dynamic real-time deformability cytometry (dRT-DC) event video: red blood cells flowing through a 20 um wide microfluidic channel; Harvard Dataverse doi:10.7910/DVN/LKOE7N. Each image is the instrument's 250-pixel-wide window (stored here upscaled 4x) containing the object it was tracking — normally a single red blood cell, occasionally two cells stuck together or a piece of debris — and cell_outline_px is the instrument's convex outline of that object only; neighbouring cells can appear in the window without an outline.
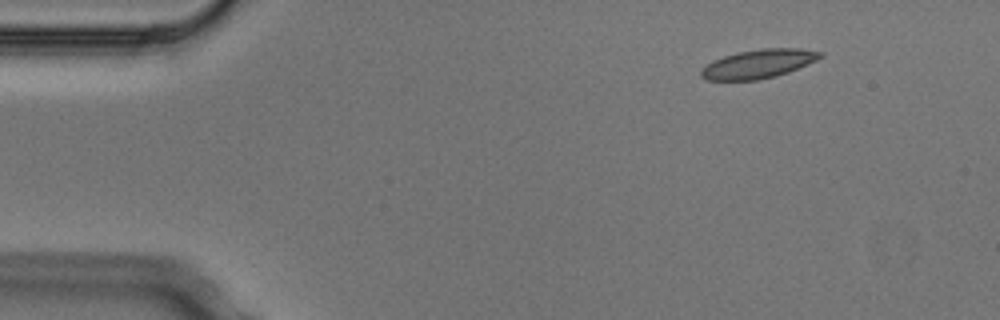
{"species": "Egyptian fruit bat (a non-hibernating species)", "species_latin": "Rousettus aegyptiacus", "temperature_condition": "cold", "stored_images_in_passage": 4, "camera_frame_rate_fps": 3000, "um_per_image_px": 0.085, "animal": {"sex": "male"}, "frame": {"image": 1, "passage_image": 2, "time_ms": 0.333, "image_size_px": [1000, 320], "cell_outline_px": [[824, 56], [808, 64], [788, 72], [776, 76], [756, 80], [708, 80], [700, 76], [700, 68], [712, 60], [736, 52], [760, 48], [800, 48], [824, 52]], "centroid_in_image_um": [64.45, 5.42], "position_along_channel_um": 20.5, "area_um2": 20.23}}